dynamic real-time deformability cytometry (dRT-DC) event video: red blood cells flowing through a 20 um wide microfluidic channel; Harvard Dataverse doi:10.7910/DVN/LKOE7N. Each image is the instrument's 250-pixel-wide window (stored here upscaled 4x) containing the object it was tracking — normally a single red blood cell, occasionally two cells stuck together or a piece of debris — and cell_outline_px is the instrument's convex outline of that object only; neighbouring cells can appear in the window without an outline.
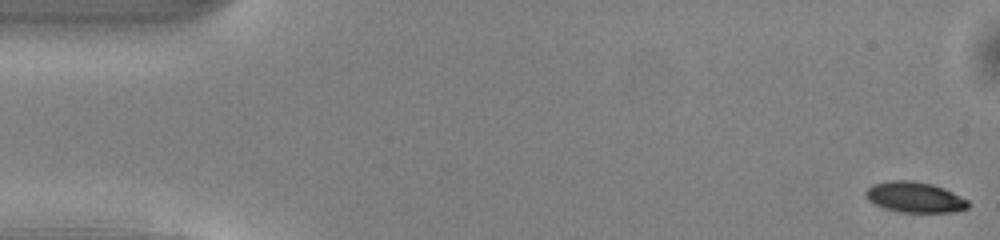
{"species": "common noctule bat (a hibernating species)", "species_latin": "Nyctalus noctula", "temperature_condition": "warm", "stored_images_in_passage": 52, "segment_of_instrument_passage": [1, 2], "camera_frame_rate_fps": 3000, "um_per_image_px": 0.085, "animal": {"sex": "male", "body_mass_g": 13.0, "forearm_length_mm": 53.1}, "frame": {"image": 1, "passage_image": 1, "time_ms": 0.0, "image_size_px": [1000, 240], "cell_outline_px": [[968, 208], [956, 212], [900, 212], [884, 208], [872, 204], [864, 196], [864, 192], [872, 184], [892, 180], [912, 180], [932, 184], [944, 188], [968, 200]], "centroid_in_image_um": [77.72, 16.76], "position_along_channel_um": 7.3, "area_um2": 18.44}}
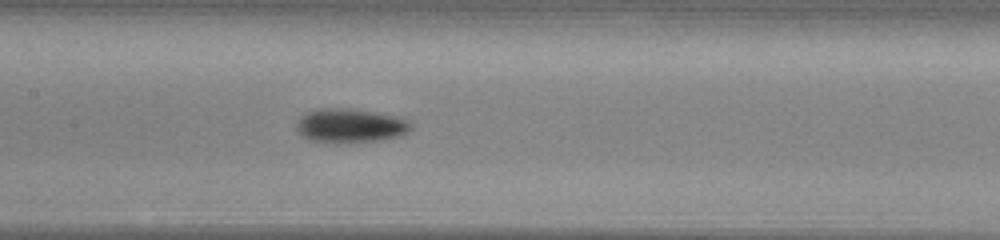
{"frame": {"image": 2, "passage_image": 24, "time_ms": 7.667, "image_size_px": [1000, 240], "cell_outline_px": [[412, 128], [408, 132], [400, 136], [380, 140], [336, 144], [308, 140], [296, 128], [296, 124], [300, 116], [316, 108], [352, 108], [376, 112], [396, 116], [408, 120], [412, 124]], "centroid_in_image_um": [29.77, 10.68], "position_along_channel_um": 177.6, "area_um2": 23.12}}
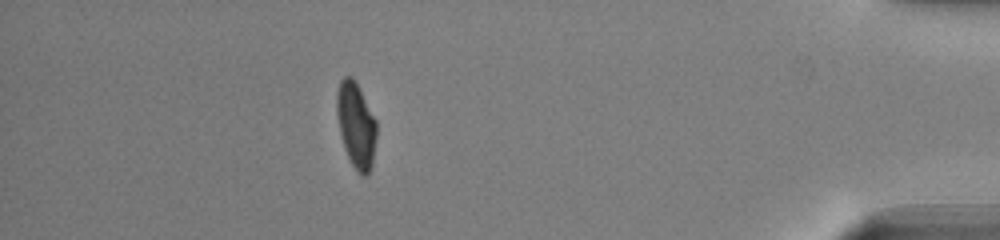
{"frame": {"image": 3, "passage_image": 45, "time_ms": 14.667, "image_size_px": [1000, 240], "cell_outline_px": [[376, 136], [372, 164], [368, 176], [364, 176], [356, 172], [344, 148], [340, 132], [336, 112], [336, 92], [340, 80], [344, 76], [352, 76], [356, 80], [376, 120]], "centroid_in_image_um": [30.25, 10.61], "position_along_channel_um": 404.9, "area_um2": 20.0}}